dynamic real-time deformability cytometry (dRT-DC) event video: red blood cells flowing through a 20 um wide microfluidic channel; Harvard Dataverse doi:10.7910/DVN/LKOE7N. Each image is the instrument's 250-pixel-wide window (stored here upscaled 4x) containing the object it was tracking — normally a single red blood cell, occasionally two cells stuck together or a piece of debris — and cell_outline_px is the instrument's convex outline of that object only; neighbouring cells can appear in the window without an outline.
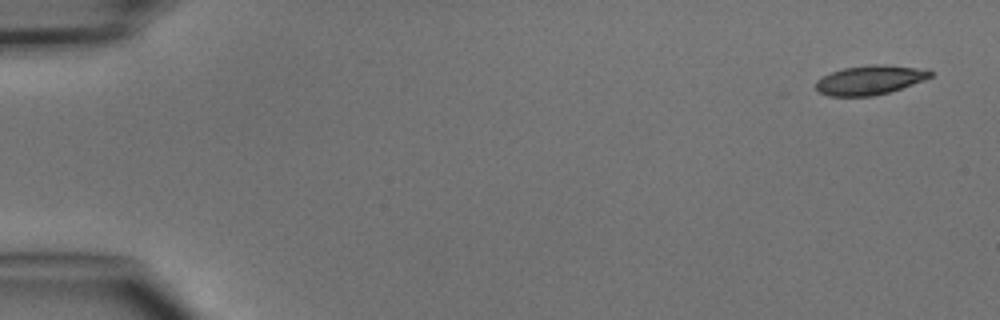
{"species": "common noctule bat (a hibernating species)", "species_latin": "Nyctalus noctula", "temperature_condition": "cold", "stored_images_in_passage": 7, "camera_frame_rate_fps": 3000, "um_per_image_px": 0.085, "animal": {"sex": "male", "body_mass_g": 15.6}, "frame": {"image": 1, "passage_image": 1, "time_ms": 0.0, "image_size_px": [1000, 320], "cell_outline_px": [[932, 76], [924, 80], [888, 92], [872, 96], [828, 96], [820, 92], [816, 88], [816, 80], [832, 72], [844, 68], [876, 64], [880, 64], [916, 68], [932, 72]], "centroid_in_image_um": [73.9, 6.81], "position_along_channel_um": 11.1, "area_um2": 19.07}}
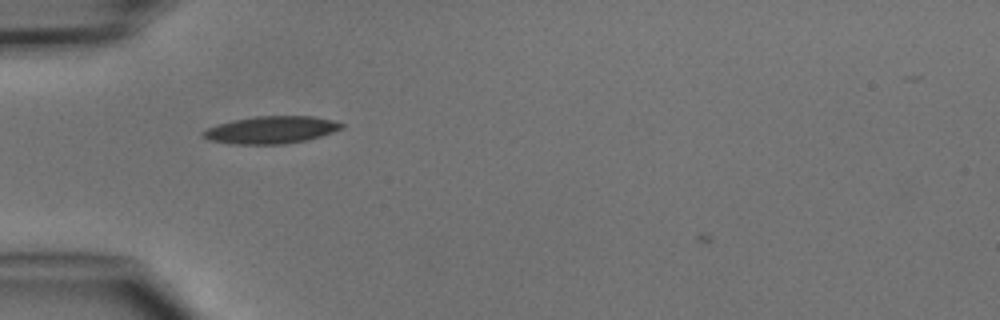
{"frame": {"image": 2, "passage_image": 4, "time_ms": 4.333, "image_size_px": [1000, 320], "cell_outline_px": [[344, 128], [308, 140], [284, 144], [232, 144], [208, 140], [200, 136], [200, 132], [208, 128], [220, 124], [236, 120], [256, 116], [312, 116], [332, 120], [344, 124]], "centroid_in_image_um": [23.04, 11.05], "position_along_channel_um": 62.0, "area_um2": 22.02}}
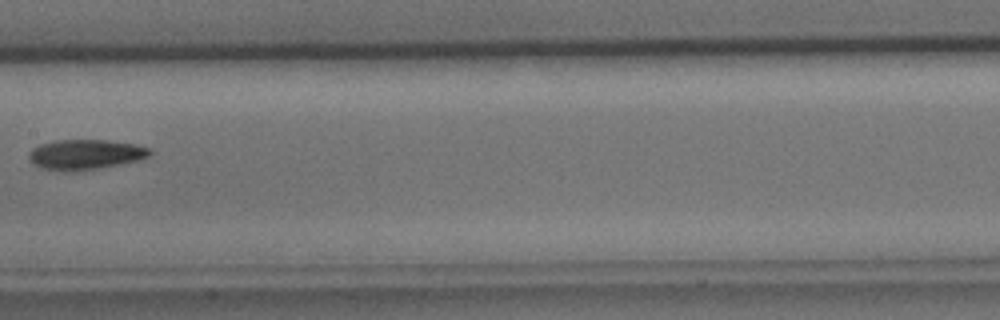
{"frame": {"image": 3, "passage_image": 7, "time_ms": 7.667, "image_size_px": [1000, 320], "cell_outline_px": [[152, 152], [148, 156], [136, 160], [120, 164], [96, 168], [64, 172], [40, 168], [32, 164], [28, 156], [28, 152], [32, 148], [40, 144], [56, 140], [104, 140], [136, 144], [152, 148]], "centroid_in_image_um": [7.21, 13.13], "position_along_channel_um": 200.2, "area_um2": 21.21}}